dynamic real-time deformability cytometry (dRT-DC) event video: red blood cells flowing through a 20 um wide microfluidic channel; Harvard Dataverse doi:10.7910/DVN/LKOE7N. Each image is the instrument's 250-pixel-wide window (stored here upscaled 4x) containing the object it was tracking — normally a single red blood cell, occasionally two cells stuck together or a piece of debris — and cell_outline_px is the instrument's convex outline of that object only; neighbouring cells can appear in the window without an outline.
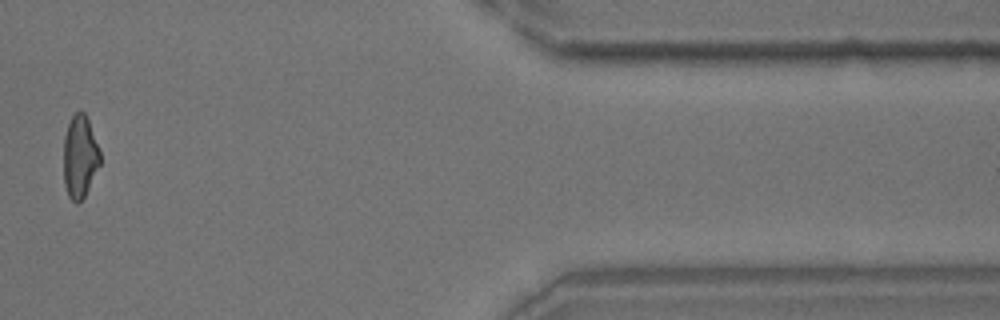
{"species": "common noctule bat (a hibernating species)", "species_latin": "Nyctalus noctula", "temperature_condition": "room temperature", "stored_images_in_passage": 16, "camera_frame_rate_fps": 3000, "um_per_image_px": 0.085, "animal": {"sex": "male", "body_mass_g": 18.8}, "frame": {"image": 1, "passage_image": 14, "time_ms": 16.667, "image_size_px": [1000, 320], "cell_outline_px": [[100, 164], [84, 196], [76, 204], [68, 196], [64, 184], [64, 136], [68, 124], [72, 116], [80, 108], [84, 112], [88, 120], [100, 152]], "centroid_in_image_um": [6.77, 13.3], "position_along_channel_um": 404.6, "area_um2": 17.4}}